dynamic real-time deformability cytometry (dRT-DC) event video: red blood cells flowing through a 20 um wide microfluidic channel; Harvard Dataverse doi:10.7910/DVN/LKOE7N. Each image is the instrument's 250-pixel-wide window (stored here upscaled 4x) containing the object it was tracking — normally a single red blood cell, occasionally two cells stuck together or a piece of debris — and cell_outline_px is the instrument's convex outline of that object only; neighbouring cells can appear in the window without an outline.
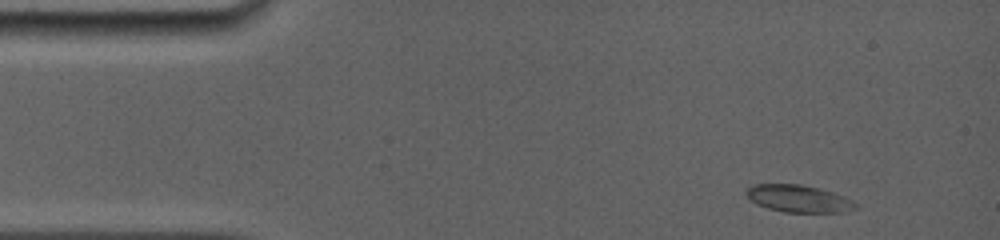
{"species": "common noctule bat (a hibernating species)", "species_latin": "Nyctalus noctula", "temperature_condition": "room temperature", "stored_images_in_passage": 12, "camera_frame_rate_fps": 5000, "um_per_image_px": 0.085, "animal": {"sex": "female", "body_mass_g": 19.0, "forearm_length_mm": 56.7}, "frame": {"image": 1, "passage_image": 2, "time_ms": 0.4, "image_size_px": [1000, 240], "cell_outline_px": [[860, 208], [848, 212], [784, 212], [768, 208], [756, 204], [748, 196], [748, 188], [752, 184], [800, 184], [820, 188], [844, 196], [860, 204]], "centroid_in_image_um": [67.98, 16.89], "position_along_channel_um": 17.0, "area_um2": 17.46}}
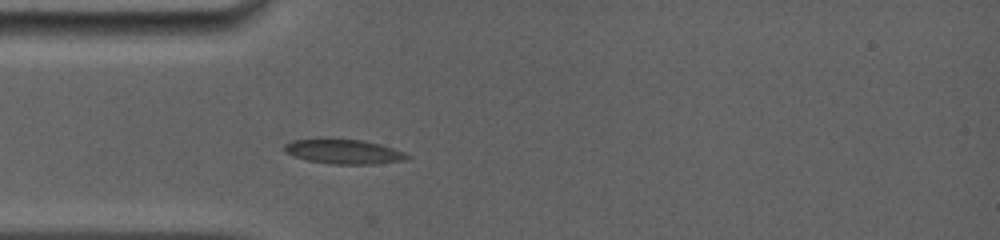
{"frame": {"image": 2, "passage_image": 8, "time_ms": 3.4, "image_size_px": [1000, 240], "cell_outline_px": [[412, 156], [408, 160], [372, 164], [332, 164], [308, 160], [292, 156], [284, 152], [284, 144], [292, 140], [320, 136], [324, 136], [360, 140], [380, 144], [404, 152]], "centroid_in_image_um": [29.15, 12.85], "position_along_channel_um": 55.9, "area_um2": 18.32}}